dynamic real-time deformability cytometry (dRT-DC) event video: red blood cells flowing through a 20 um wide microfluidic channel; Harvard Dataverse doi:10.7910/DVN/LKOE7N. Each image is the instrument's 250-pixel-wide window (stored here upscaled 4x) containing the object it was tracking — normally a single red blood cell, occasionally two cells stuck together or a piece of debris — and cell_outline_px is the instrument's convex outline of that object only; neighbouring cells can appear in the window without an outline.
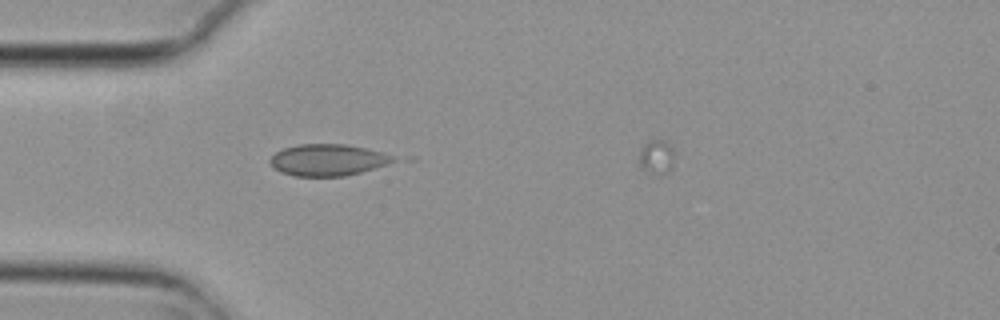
{"species": "common noctule bat (a hibernating species)", "species_latin": "Nyctalus noctula", "temperature_condition": "cold", "stored_images_in_passage": 2, "camera_frame_rate_fps": 3000, "um_per_image_px": 0.085, "animal": {"sex": "female", "body_mass_g": 29.2, "forearm_length_mm": 56.3}, "frame": {"image": 1, "passage_image": 2, "time_ms": 0.333, "image_size_px": [1000, 320], "cell_outline_px": [[396, 160], [388, 164], [360, 172], [344, 176], [292, 176], [280, 172], [272, 168], [268, 160], [276, 152], [284, 148], [296, 144], [344, 144], [364, 148], [380, 152], [392, 156]], "centroid_in_image_um": [27.78, 13.6], "position_along_channel_um": 57.2, "area_um2": 22.6}}